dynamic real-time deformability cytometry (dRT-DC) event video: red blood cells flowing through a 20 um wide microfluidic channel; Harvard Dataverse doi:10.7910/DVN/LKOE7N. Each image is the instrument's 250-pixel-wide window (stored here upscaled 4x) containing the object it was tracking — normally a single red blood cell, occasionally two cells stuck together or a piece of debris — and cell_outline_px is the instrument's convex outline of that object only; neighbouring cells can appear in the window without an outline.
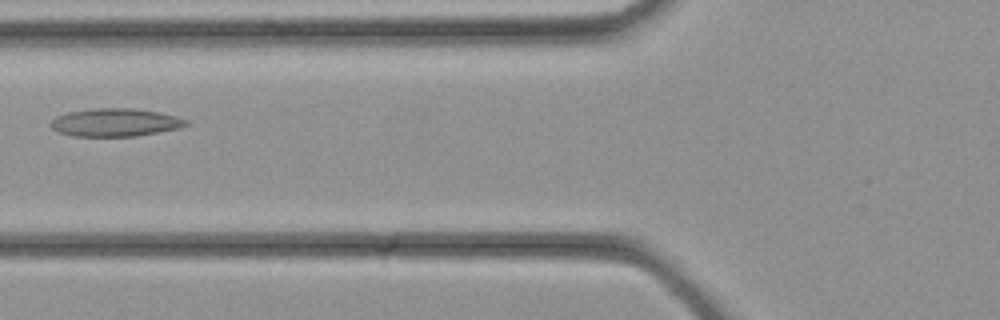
{"species": "common noctule bat (a hibernating species)", "species_latin": "Nyctalus noctula", "temperature_condition": "cold", "stored_images_in_passage": 35, "camera_frame_rate_fps": 3000, "um_per_image_px": 0.085, "animal": {"sex": "female", "body_mass_g": 21.9}, "frame": {"image": 1, "passage_image": 13, "time_ms": 4.0, "image_size_px": [1000, 320], "cell_outline_px": [[188, 124], [180, 128], [136, 136], [72, 136], [56, 132], [48, 124], [56, 116], [68, 112], [92, 108], [132, 108], [160, 112], [176, 116], [188, 120]], "centroid_in_image_um": [9.77, 10.4], "position_along_channel_um": 116.0, "area_um2": 22.25}}
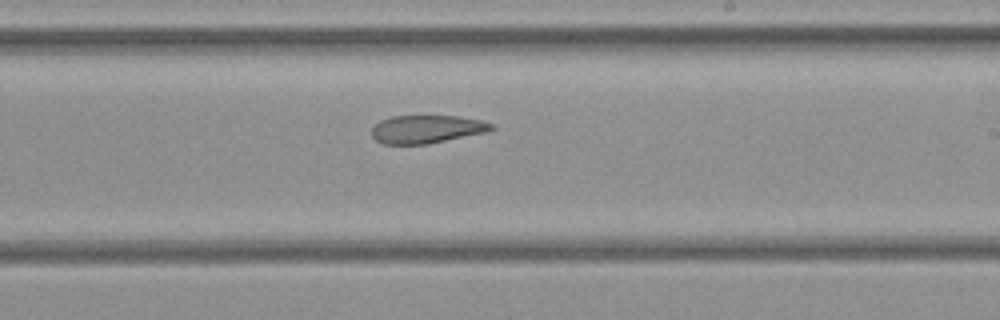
{"frame": {"image": 2, "passage_image": 20, "time_ms": 6.333, "image_size_px": [1000, 320], "cell_outline_px": [[496, 128], [488, 132], [428, 144], [384, 144], [376, 140], [372, 136], [372, 128], [380, 120], [392, 116], [456, 116], [480, 120], [492, 124]], "centroid_in_image_um": [36.28, 10.98], "position_along_channel_um": 252.7, "area_um2": 19.59}}
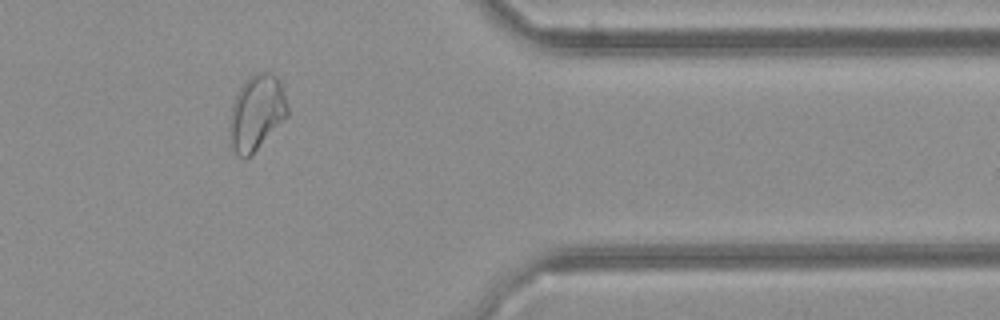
{"frame": {"image": 3, "passage_image": 28, "time_ms": 9.0, "image_size_px": [1000, 320], "cell_outline_px": [[288, 116], [244, 160], [232, 148], [228, 140], [228, 132], [232, 104], [240, 88], [256, 72], [272, 72], [276, 76], [280, 84], [288, 108]], "centroid_in_image_um": [21.78, 9.58], "position_along_channel_um": 389.6, "area_um2": 24.85}}